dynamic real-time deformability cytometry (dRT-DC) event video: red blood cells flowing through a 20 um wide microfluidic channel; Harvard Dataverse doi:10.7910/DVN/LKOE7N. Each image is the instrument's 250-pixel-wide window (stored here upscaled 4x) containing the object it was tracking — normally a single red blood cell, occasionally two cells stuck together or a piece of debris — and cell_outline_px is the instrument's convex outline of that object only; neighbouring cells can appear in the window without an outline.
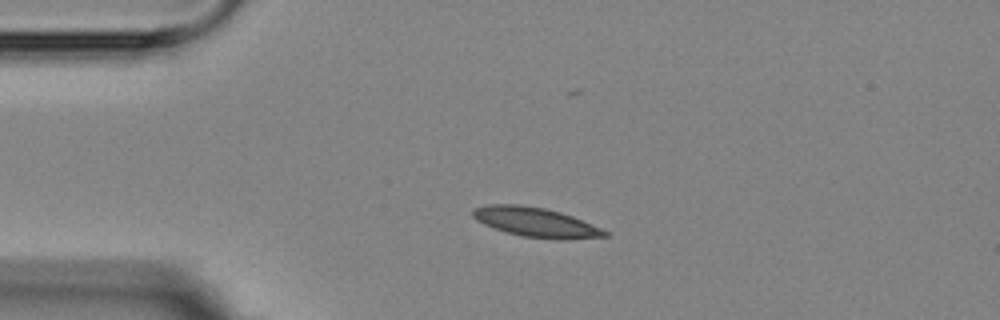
{"species": "Egyptian fruit bat (a non-hibernating species)", "species_latin": "Rousettus aegyptiacus", "temperature_condition": "room temperature", "stored_images_in_passage": 2, "camera_frame_rate_fps": 3000, "um_per_image_px": 0.085, "animal": {"sex": "female"}, "frame": {"image": 1, "passage_image": 1, "time_ms": 0.0, "image_size_px": [1000, 320], "cell_outline_px": [[608, 236], [568, 240], [556, 240], [524, 236], [508, 232], [484, 224], [476, 220], [472, 216], [472, 208], [488, 204], [520, 204], [544, 208], [560, 212], [572, 216], [600, 228], [608, 232]], "centroid_in_image_um": [45.53, 18.89], "position_along_channel_um": 39.5, "area_um2": 22.6}}